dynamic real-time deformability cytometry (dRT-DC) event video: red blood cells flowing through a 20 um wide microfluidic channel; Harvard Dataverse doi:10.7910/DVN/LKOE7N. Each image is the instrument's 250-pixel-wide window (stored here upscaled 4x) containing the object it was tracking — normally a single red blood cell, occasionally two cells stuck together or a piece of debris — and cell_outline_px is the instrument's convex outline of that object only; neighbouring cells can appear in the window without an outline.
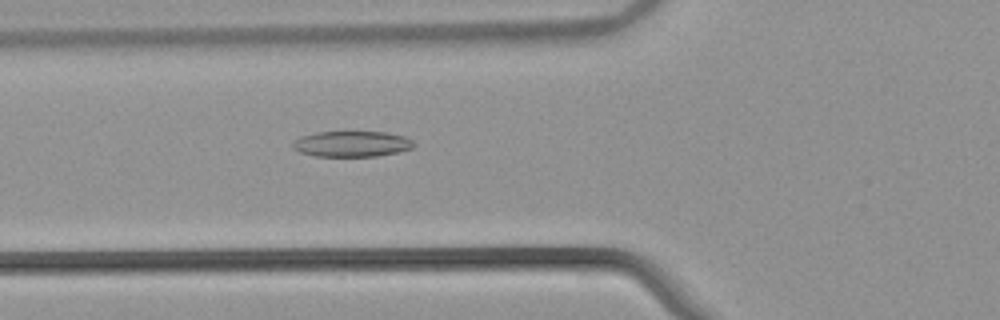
{"species": "common noctule bat (a hibernating species)", "species_latin": "Nyctalus noctula", "temperature_condition": "warm", "stored_images_in_passage": 49, "camera_frame_rate_fps": 3000, "um_per_image_px": 0.085, "animal": {"sex": "male", "body_mass_g": 21.5, "forearm_length_mm": 52.0}, "frame": {"image": 1, "passage_image": 16, "time_ms": 5.0, "image_size_px": [1000, 320], "cell_outline_px": [[416, 144], [412, 148], [396, 152], [376, 156], [312, 156], [300, 152], [292, 148], [292, 144], [300, 136], [316, 132], [384, 132], [404, 136], [412, 140]], "centroid_in_image_um": [29.88, 12.23], "position_along_channel_um": 95.9, "area_um2": 18.09}}
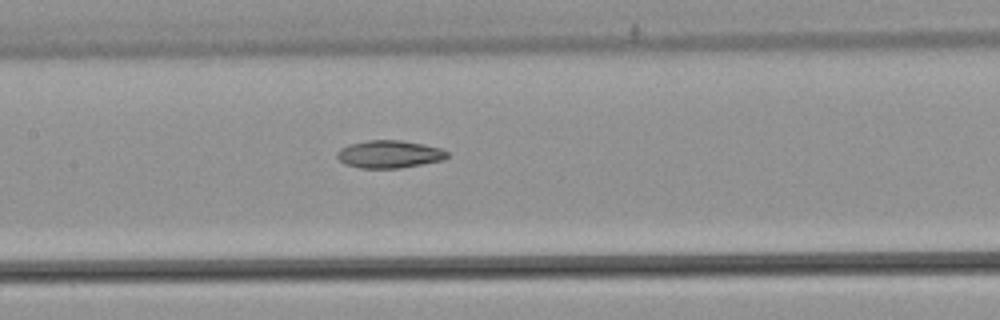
{"frame": {"image": 2, "passage_image": 22, "time_ms": 7.0, "image_size_px": [1000, 320], "cell_outline_px": [[448, 156], [444, 160], [400, 168], [360, 168], [344, 164], [336, 156], [336, 152], [340, 148], [348, 144], [368, 140], [400, 140], [424, 144], [440, 148], [448, 152]], "centroid_in_image_um": [33.07, 13.1], "position_along_channel_um": 174.3, "area_um2": 17.86}}
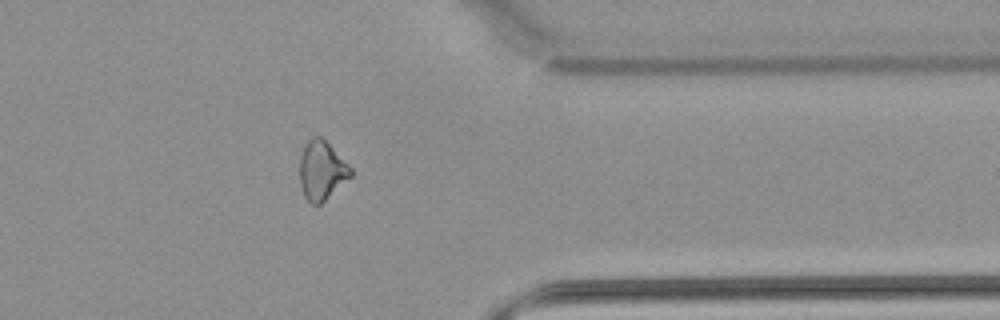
{"frame": {"image": 3, "passage_image": 39, "time_ms": 12.667, "image_size_px": [1000, 320], "cell_outline_px": [[352, 176], [320, 204], [312, 204], [304, 196], [300, 184], [300, 156], [304, 144], [312, 136], [320, 136], [352, 168]], "centroid_in_image_um": [27.33, 14.48], "position_along_channel_um": 384.1, "area_um2": 17.34}, "authors_computed_cell_mechanics": {"area_um2": 18.207, "velocity_mm_per_s": 3.9002, "shape_relaxation_time_tau1_ms": null, "shape_relaxation_time_tau2_ms": 5.6774, "deformation_change_tau1": null, "deformation_change_tau2": 0.137}}